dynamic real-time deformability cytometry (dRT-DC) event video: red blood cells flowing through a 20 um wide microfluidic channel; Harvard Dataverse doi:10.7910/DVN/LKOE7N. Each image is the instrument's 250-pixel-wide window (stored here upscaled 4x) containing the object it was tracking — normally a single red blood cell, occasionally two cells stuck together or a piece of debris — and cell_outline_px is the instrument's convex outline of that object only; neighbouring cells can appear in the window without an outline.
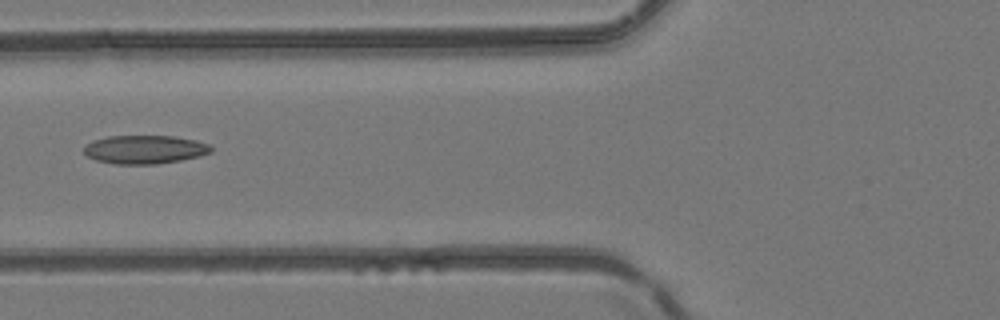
{"species": "common noctule bat (a hibernating species)", "species_latin": "Nyctalus noctula", "temperature_condition": "room temperature", "stored_images_in_passage": 6, "camera_frame_rate_fps": 3000, "um_per_image_px": 0.085, "animal": {"sex": "female", "body_mass_g": 24.6, "forearm_length_mm": 56.2}, "frame": {"image": 1, "passage_image": 6, "time_ms": 1.667, "image_size_px": [1000, 320], "cell_outline_px": [[212, 152], [200, 156], [180, 160], [156, 164], [116, 164], [96, 160], [88, 156], [84, 152], [84, 148], [88, 144], [96, 140], [108, 136], [172, 136], [196, 140], [208, 144], [212, 148]], "centroid_in_image_um": [12.34, 12.71], "position_along_channel_um": 113.5, "area_um2": 20.92}}